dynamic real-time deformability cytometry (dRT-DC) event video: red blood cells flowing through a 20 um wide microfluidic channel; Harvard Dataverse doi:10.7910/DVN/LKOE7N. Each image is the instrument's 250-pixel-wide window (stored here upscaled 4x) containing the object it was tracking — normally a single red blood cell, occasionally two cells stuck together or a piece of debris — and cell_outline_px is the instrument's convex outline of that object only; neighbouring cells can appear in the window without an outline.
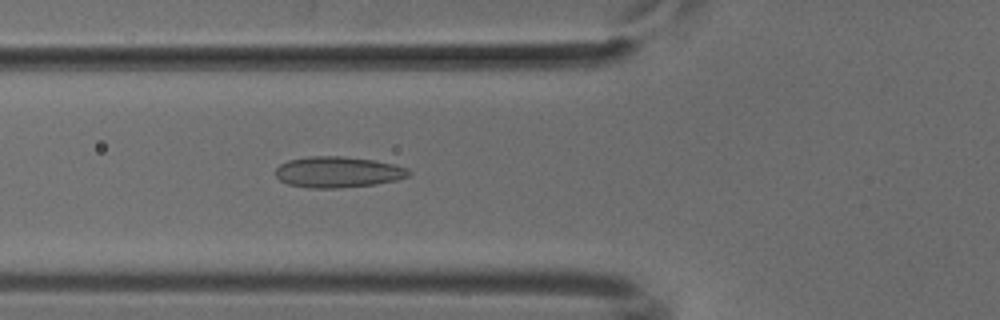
{"species": "common noctule bat (a hibernating species)", "species_latin": "Nyctalus noctula", "temperature_condition": "cold", "stored_images_in_passage": 46, "camera_frame_rate_fps": 3000, "um_per_image_px": 0.085, "animal": {"sex": "male", "body_mass_g": 18.8}, "frame": {"image": 1, "passage_image": 13, "time_ms": 4.0, "image_size_px": [1000, 320], "cell_outline_px": [[412, 172], [408, 176], [396, 180], [376, 184], [336, 188], [312, 188], [288, 184], [280, 180], [276, 176], [276, 168], [280, 164], [288, 160], [308, 156], [344, 156], [376, 160], [396, 164], [408, 168]], "centroid_in_image_um": [28.75, 14.61], "position_along_channel_um": 97.0, "area_um2": 24.22}}
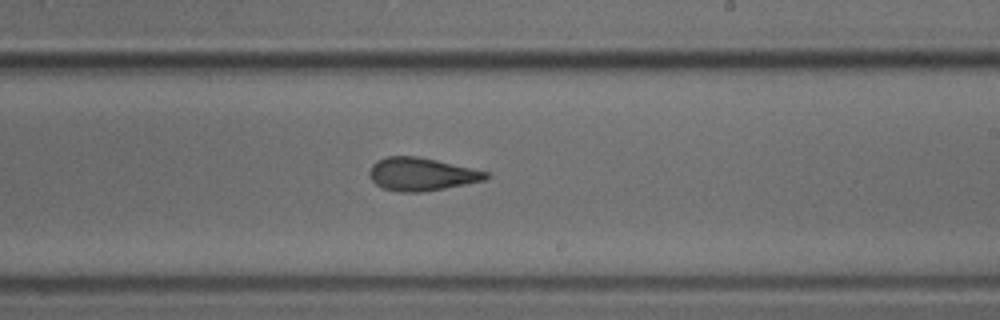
{"frame": {"image": 2, "passage_image": 25, "time_ms": 8.0, "image_size_px": [1000, 320], "cell_outline_px": [[492, 176], [484, 180], [444, 188], [420, 192], [400, 192], [384, 188], [376, 184], [372, 180], [368, 172], [372, 164], [376, 160], [388, 156], [416, 156], [436, 160], [488, 172]], "centroid_in_image_um": [35.8, 14.8], "position_along_channel_um": 253.2, "area_um2": 22.2}}
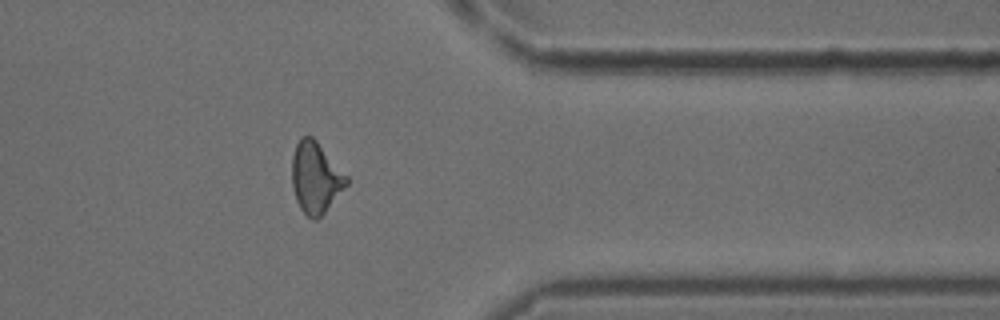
{"frame": {"image": 3, "passage_image": 36, "time_ms": 11.667, "image_size_px": [1000, 320], "cell_outline_px": [[348, 184], [324, 212], [316, 220], [312, 220], [300, 208], [296, 200], [292, 184], [292, 156], [296, 144], [300, 136], [312, 136], [316, 140], [348, 176]], "centroid_in_image_um": [26.82, 15.08], "position_along_channel_um": 384.6, "area_um2": 22.48}}